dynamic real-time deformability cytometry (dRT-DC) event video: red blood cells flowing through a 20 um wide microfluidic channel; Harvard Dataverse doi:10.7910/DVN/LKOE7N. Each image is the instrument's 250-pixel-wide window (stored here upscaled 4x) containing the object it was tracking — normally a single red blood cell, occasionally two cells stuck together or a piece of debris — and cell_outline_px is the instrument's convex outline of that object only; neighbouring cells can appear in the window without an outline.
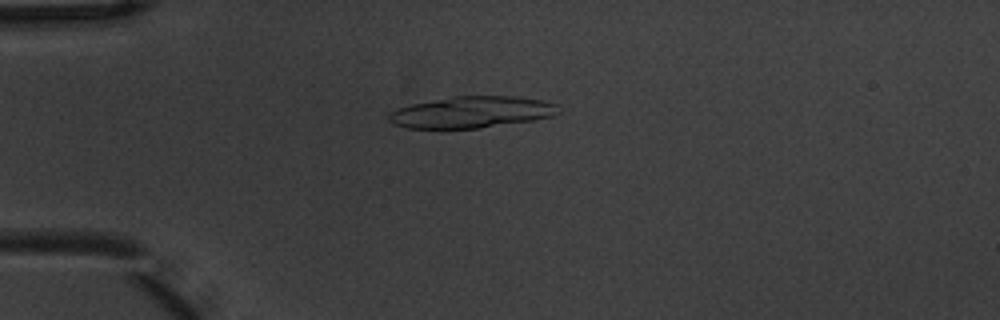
{"species": "common noctule bat (a hibernating species)", "species_latin": "Nyctalus noctula", "temperature_condition": "warm", "stored_images_in_passage": 6, "camera_frame_rate_fps": 3000, "um_per_image_px": 0.085, "animal": {"sex": "male", "body_mass_g": 20.1, "forearm_length_mm": 53.5}, "frame": {"image": 1, "passage_image": 4, "time_ms": 1.0, "image_size_px": [1000, 320], "cell_outline_px": [[560, 112], [552, 116], [532, 120], [476, 128], [408, 128], [392, 124], [388, 120], [388, 116], [396, 108], [412, 104], [452, 96], [516, 96], [544, 100], [560, 104]], "centroid_in_image_um": [40.12, 9.52], "position_along_channel_um": 44.9, "area_um2": 31.15}}